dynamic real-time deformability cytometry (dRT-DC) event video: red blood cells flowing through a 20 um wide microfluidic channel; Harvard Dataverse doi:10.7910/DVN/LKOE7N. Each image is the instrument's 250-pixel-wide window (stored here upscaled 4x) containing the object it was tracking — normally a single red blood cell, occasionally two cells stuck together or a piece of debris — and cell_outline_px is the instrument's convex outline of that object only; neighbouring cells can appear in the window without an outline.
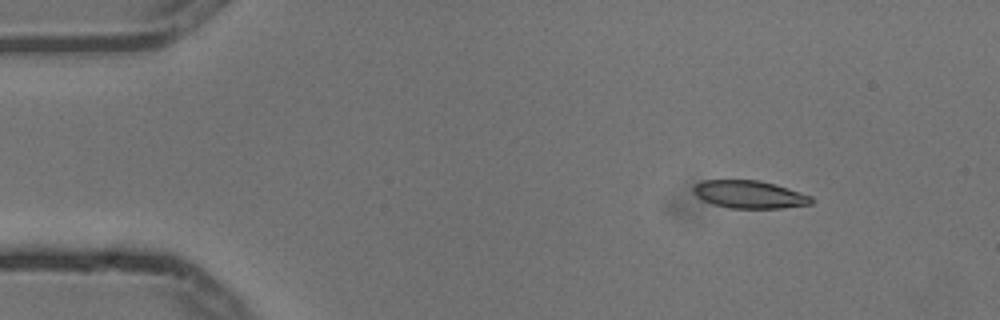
{"species": "common noctule bat (a hibernating species)", "species_latin": "Nyctalus noctula", "temperature_condition": "cold", "stored_images_in_passage": 3, "camera_frame_rate_fps": 3000, "um_per_image_px": 0.085, "animal": {"sex": "male", "body_mass_g": 13.3}, "frame": {"image": 1, "passage_image": 1, "time_ms": 0.0, "image_size_px": [1000, 320], "cell_outline_px": [[812, 204], [784, 208], [728, 208], [712, 204], [696, 196], [692, 192], [692, 188], [696, 184], [704, 180], [760, 180], [776, 184], [812, 196]], "centroid_in_image_um": [63.7, 16.53], "position_along_channel_um": 21.3, "area_um2": 19.19}}
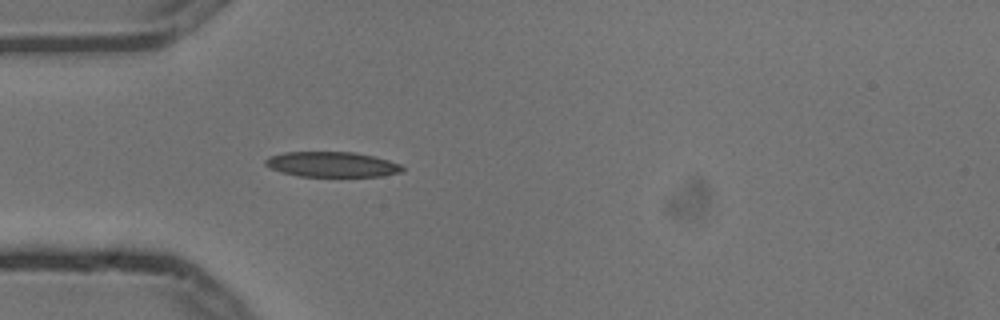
{"frame": {"image": 2, "passage_image": 3, "time_ms": 0.667, "image_size_px": [1000, 320], "cell_outline_px": [[404, 172], [384, 176], [300, 176], [280, 172], [264, 164], [264, 160], [268, 156], [284, 152], [352, 152], [372, 156], [388, 160], [400, 164], [404, 168]], "centroid_in_image_um": [28.21, 13.97], "position_along_channel_um": 56.8, "area_um2": 20.11}}